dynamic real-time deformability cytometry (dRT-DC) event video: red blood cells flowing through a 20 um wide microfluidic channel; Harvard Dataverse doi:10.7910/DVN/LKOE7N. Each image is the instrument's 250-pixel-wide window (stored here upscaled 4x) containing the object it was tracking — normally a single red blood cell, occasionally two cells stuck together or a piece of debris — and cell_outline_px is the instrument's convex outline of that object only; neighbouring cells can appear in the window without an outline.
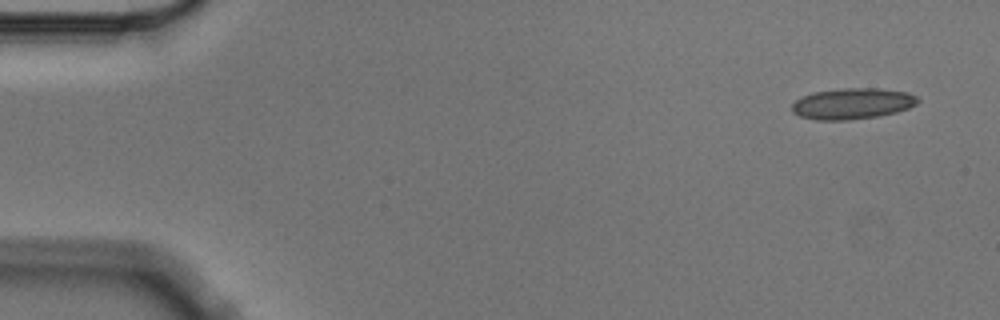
{"species": "Egyptian fruit bat (a non-hibernating species)", "species_latin": "Rousettus aegyptiacus", "temperature_condition": "cold", "stored_images_in_passage": 5, "camera_frame_rate_fps": 3000, "um_per_image_px": 0.085, "animal": {"sex": "male"}, "frame": {"image": 1, "passage_image": 1, "time_ms": 0.0, "image_size_px": [1000, 320], "cell_outline_px": [[920, 100], [916, 104], [908, 108], [896, 112], [876, 116], [848, 120], [816, 120], [800, 116], [792, 112], [792, 104], [796, 100], [812, 92], [840, 88], [876, 88], [908, 92], [916, 96]], "centroid_in_image_um": [72.44, 8.8], "position_along_channel_um": 12.6, "area_um2": 22.72}}
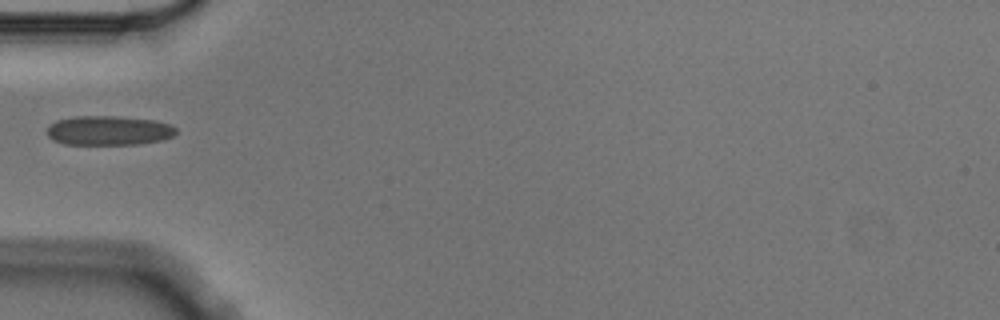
{"frame": {"image": 2, "passage_image": 4, "time_ms": 1.0, "image_size_px": [1000, 320], "cell_outline_px": [[176, 132], [172, 136], [160, 140], [140, 144], [64, 144], [52, 140], [48, 136], [48, 128], [56, 120], [76, 116], [116, 116], [156, 120], [168, 124], [176, 128]], "centroid_in_image_um": [9.23, 11.09], "position_along_channel_um": 75.8, "area_um2": 22.02}}
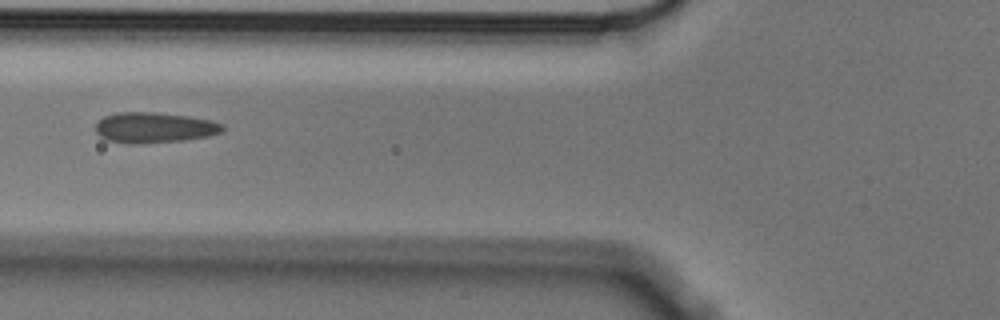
{"frame": {"image": 3, "passage_image": 5, "time_ms": 1.333, "image_size_px": [1000, 320], "cell_outline_px": [[224, 128], [220, 132], [208, 136], [184, 140], [136, 144], [128, 144], [104, 140], [96, 132], [96, 124], [104, 116], [116, 112], [156, 112], [188, 116], [212, 120], [224, 124]], "centroid_in_image_um": [13.09, 10.84], "position_along_channel_um": 112.7, "area_um2": 22.77}}